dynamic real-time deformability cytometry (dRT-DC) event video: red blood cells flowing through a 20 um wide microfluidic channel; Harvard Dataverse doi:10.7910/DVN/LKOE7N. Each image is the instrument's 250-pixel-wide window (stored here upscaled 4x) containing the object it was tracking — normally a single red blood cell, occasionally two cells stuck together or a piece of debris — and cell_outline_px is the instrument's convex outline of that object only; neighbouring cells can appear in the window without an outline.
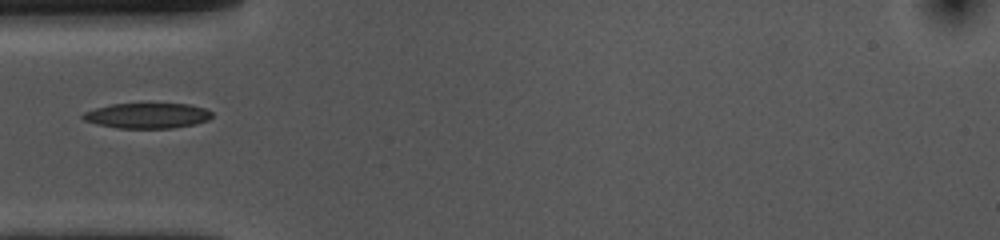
{"species": "common noctule bat (a hibernating species)", "species_latin": "Nyctalus noctula", "temperature_condition": "cold", "stored_images_in_passage": 39, "camera_frame_rate_fps": 3000, "um_per_image_px": 0.085, "animal": {"sex": "female", "body_mass_g": 10.0, "forearm_length_mm": 53.1}, "frame": {"image": 1, "passage_image": 1, "time_ms": 0.0, "image_size_px": [1000, 240], "cell_outline_px": [[212, 116], [208, 120], [196, 124], [172, 128], [116, 128], [96, 124], [84, 120], [80, 116], [84, 112], [96, 108], [112, 104], [188, 104], [204, 108], [212, 112]], "centroid_in_image_um": [12.51, 9.84], "position_along_channel_um": 72.5, "area_um2": 19.02}}
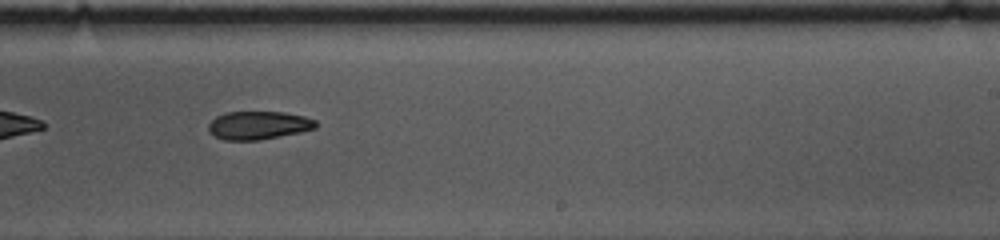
{"frame": {"image": 2, "passage_image": 17, "time_ms": 5.333, "image_size_px": [1000, 240], "cell_outline_px": [[316, 128], [300, 132], [260, 140], [224, 140], [216, 136], [208, 128], [208, 124], [216, 116], [228, 112], [284, 112], [304, 116], [316, 120]], "centroid_in_image_um": [21.99, 10.65], "position_along_channel_um": 267.0, "area_um2": 17.51}}
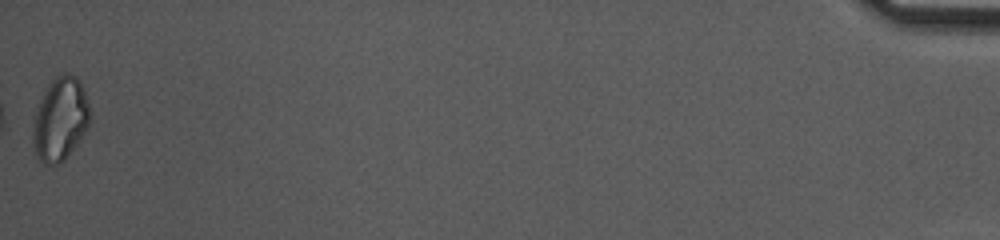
{"frame": {"image": 3, "passage_image": 39, "time_ms": 12.667, "image_size_px": [1000, 240], "cell_outline_px": [[88, 124], [84, 132], [76, 144], [64, 160], [60, 164], [44, 164], [36, 156], [32, 148], [32, 132], [36, 112], [40, 100], [48, 84], [56, 76], [64, 72], [68, 72], [76, 76], [80, 80], [84, 88], [88, 104]], "centroid_in_image_um": [5.09, 10.12], "position_along_channel_um": 430.1, "area_um2": 27.51}}